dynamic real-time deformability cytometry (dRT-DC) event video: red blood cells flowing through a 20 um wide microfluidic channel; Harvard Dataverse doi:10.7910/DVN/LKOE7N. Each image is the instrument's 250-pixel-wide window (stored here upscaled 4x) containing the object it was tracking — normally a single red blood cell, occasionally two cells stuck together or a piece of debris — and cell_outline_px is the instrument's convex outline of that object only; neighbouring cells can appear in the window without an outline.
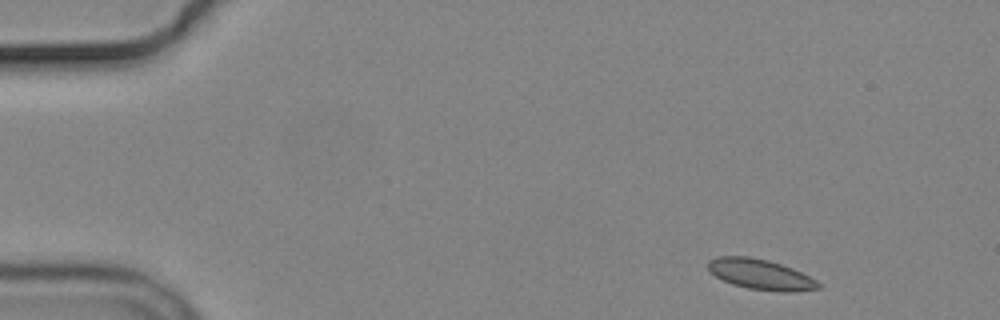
{"species": "common noctule bat (a hibernating species)", "species_latin": "Nyctalus noctula", "temperature_condition": "cold", "stored_images_in_passage": 7, "camera_frame_rate_fps": 3000, "um_per_image_px": 0.085, "animal": {"sex": "male", "body_mass_g": 19.2, "forearm_length_mm": 51.8}, "frame": {"image": 1, "passage_image": 1, "time_ms": 0.0, "image_size_px": [1000, 320], "cell_outline_px": [[820, 288], [792, 292], [780, 292], [748, 288], [732, 284], [716, 276], [708, 268], [708, 260], [720, 256], [748, 256], [768, 260], [792, 268], [816, 280], [820, 284]], "centroid_in_image_um": [64.65, 23.32], "position_along_channel_um": 20.4, "area_um2": 19.31}}
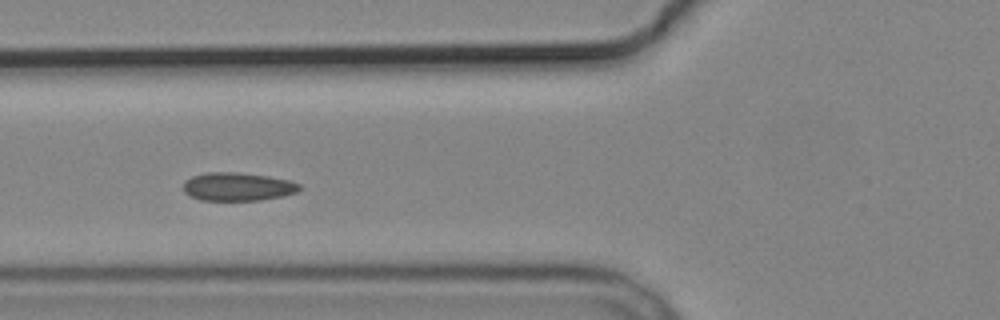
{"frame": {"image": 2, "passage_image": 5, "time_ms": 5.0, "image_size_px": [1000, 320], "cell_outline_px": [[300, 188], [296, 192], [284, 196], [260, 200], [200, 200], [184, 192], [184, 180], [192, 176], [208, 172], [236, 172], [268, 176], [288, 180], [300, 184]], "centroid_in_image_um": [20.19, 15.86], "position_along_channel_um": 105.6, "area_um2": 19.07}}
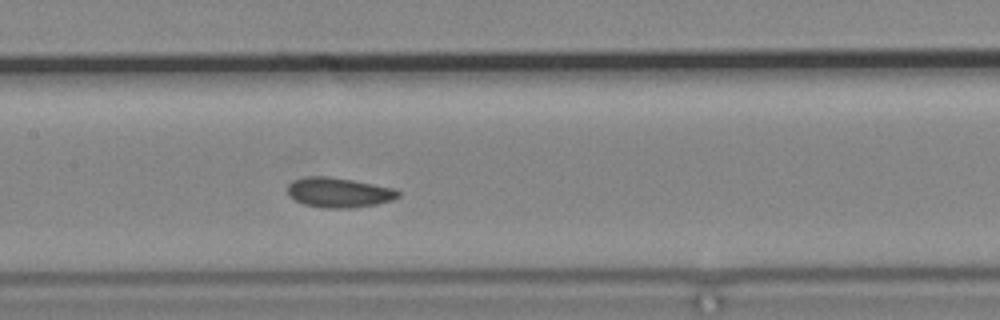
{"frame": {"image": 3, "passage_image": 7, "time_ms": 7.0, "image_size_px": [1000, 320], "cell_outline_px": [[400, 196], [392, 200], [376, 204], [352, 208], [320, 208], [304, 204], [296, 200], [288, 192], [288, 184], [292, 180], [304, 176], [328, 176], [352, 180], [392, 188], [400, 192]], "centroid_in_image_um": [28.78, 16.36], "position_along_channel_um": 178.6, "area_um2": 19.19}}